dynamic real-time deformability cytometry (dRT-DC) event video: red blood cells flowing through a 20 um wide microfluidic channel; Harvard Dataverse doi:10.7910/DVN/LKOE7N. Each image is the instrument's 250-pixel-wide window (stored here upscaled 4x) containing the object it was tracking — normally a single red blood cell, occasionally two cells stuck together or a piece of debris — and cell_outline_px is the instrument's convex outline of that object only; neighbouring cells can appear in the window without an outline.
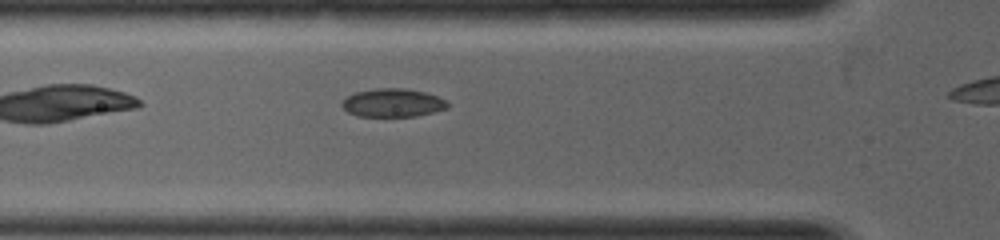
{"species": "common noctule bat (a hibernating species)", "species_latin": "Nyctalus noctula", "temperature_condition": "warm", "stored_images_in_passage": 8, "camera_frame_rate_fps": 5000, "um_per_image_px": 0.085, "animal": {"sex": "female", "body_mass_g": 19.0, "forearm_length_mm": 53.3}, "frame": {"image": 1, "passage_image": 2, "time_ms": 0.2, "image_size_px": [1000, 240], "cell_outline_px": [[448, 108], [416, 116], [356, 116], [348, 112], [340, 104], [348, 96], [356, 92], [376, 88], [404, 88], [424, 92], [448, 100]], "centroid_in_image_um": [33.39, 8.74], "position_along_channel_um": 92.4, "area_um2": 17.34}}
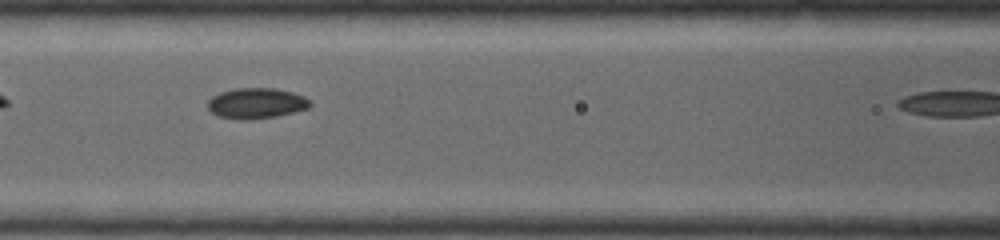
{"frame": {"image": 2, "passage_image": 5, "time_ms": 0.8, "image_size_px": [1000, 240], "cell_outline_px": [[312, 104], [308, 108], [276, 116], [244, 120], [236, 120], [216, 116], [208, 108], [208, 100], [212, 96], [220, 92], [236, 88], [276, 88], [292, 92], [304, 96]], "centroid_in_image_um": [21.75, 8.78], "position_along_channel_um": 144.9, "area_um2": 18.26}}
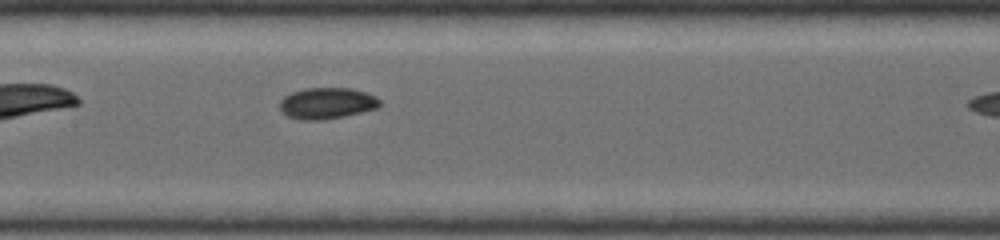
{"frame": {"image": 3, "passage_image": 7, "time_ms": 1.2, "image_size_px": [1000, 240], "cell_outline_px": [[380, 108], [344, 116], [320, 120], [304, 120], [288, 116], [280, 108], [280, 100], [284, 96], [292, 92], [304, 88], [352, 88], [376, 96], [380, 100]], "centroid_in_image_um": [27.81, 8.77], "position_along_channel_um": 179.6, "area_um2": 18.21}}